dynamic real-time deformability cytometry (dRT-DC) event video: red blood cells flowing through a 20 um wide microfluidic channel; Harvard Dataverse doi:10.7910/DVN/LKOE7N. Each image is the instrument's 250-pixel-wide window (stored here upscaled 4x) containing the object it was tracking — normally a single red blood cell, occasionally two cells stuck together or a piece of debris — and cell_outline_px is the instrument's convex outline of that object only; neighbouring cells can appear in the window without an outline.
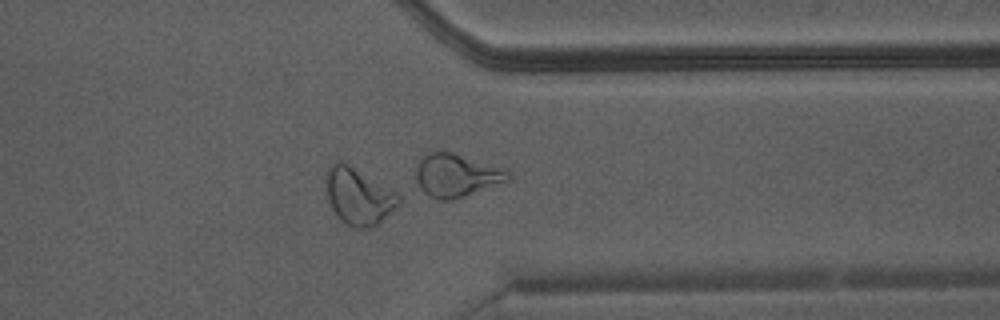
{"species": "Egyptian fruit bat (a non-hibernating species)", "species_latin": "Rousettus aegyptiacus", "temperature_condition": "warm", "stored_images_in_passage": 44, "camera_frame_rate_fps": 3000, "um_per_image_px": 0.085, "animal": {"sex": "male"}, "frame": {"image": 1, "passage_image": 38, "time_ms": 12.333, "image_size_px": [1000, 320], "cell_outline_px": [[400, 200], [396, 208], [372, 228], [356, 228], [348, 224], [336, 216], [328, 200], [324, 188], [328, 168], [332, 164], [348, 164], [396, 192], [400, 196]], "centroid_in_image_um": [30.46, 16.72], "position_along_channel_um": 380.9, "area_um2": 23.58}}